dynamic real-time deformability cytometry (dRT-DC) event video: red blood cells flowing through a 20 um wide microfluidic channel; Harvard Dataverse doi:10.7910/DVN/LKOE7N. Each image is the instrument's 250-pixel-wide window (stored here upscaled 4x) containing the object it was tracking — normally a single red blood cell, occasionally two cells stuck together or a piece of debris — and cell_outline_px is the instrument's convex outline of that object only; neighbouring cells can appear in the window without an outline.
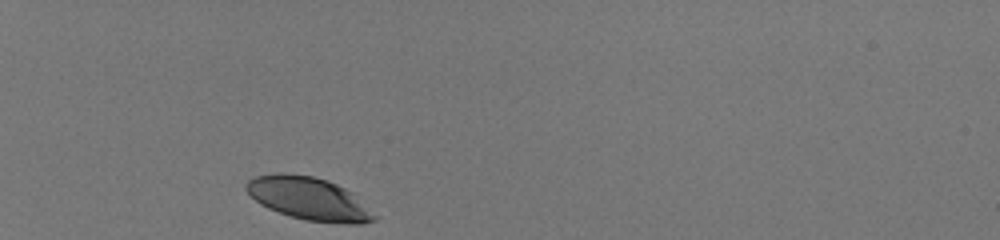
{"species": "human", "species_latin": "Homo sapiens", "temperature_condition": "room temperature", "stored_images_in_passage": 31, "camera_frame_rate_fps": 3000, "um_per_image_px": 0.085, "donor": {"sex": "male"}, "frame": {"image": 1, "passage_image": 1, "time_ms": 0.0, "image_size_px": [1000, 240], "cell_outline_px": [[380, 216], [376, 220], [360, 224], [344, 224], [304, 220], [268, 208], [260, 204], [244, 188], [244, 184], [248, 180], [256, 176], [276, 172], [284, 172], [312, 176], [328, 180], [352, 192]], "centroid_in_image_um": [26.3, 16.88], "position_along_channel_um": 58.7, "area_um2": 32.31}}
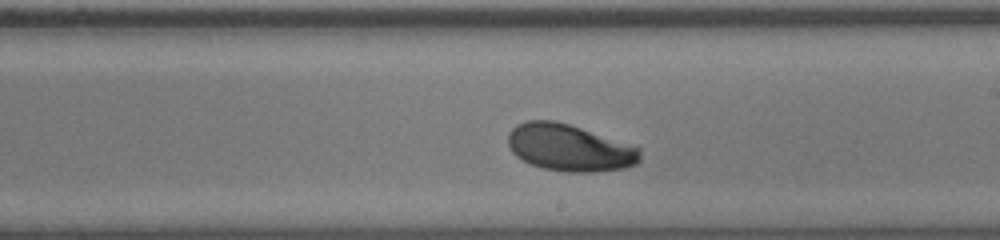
{"frame": {"image": 2, "passage_image": 18, "time_ms": 5.667, "image_size_px": [1000, 240], "cell_outline_px": [[640, 160], [636, 164], [624, 168], [592, 172], [568, 172], [544, 168], [532, 164], [516, 156], [512, 152], [508, 144], [508, 132], [516, 124], [528, 120], [552, 120], [568, 124], [640, 148]], "centroid_in_image_um": [48.37, 12.56], "position_along_channel_um": 240.6, "area_um2": 35.66}}
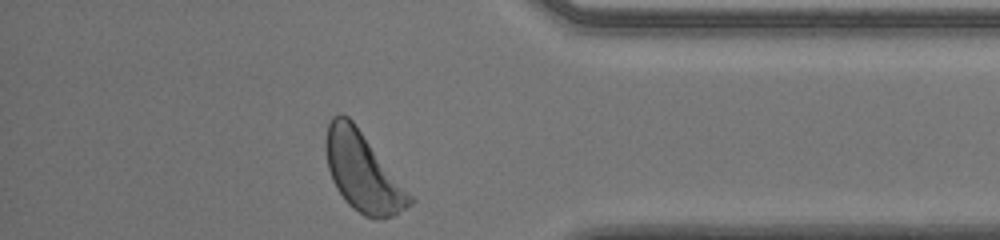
{"frame": {"image": 3, "passage_image": 31, "time_ms": 10.0, "image_size_px": [1000, 240], "cell_outline_px": [[416, 200], [412, 204], [392, 216], [384, 220], [376, 220], [364, 216], [352, 208], [344, 200], [336, 188], [332, 180], [328, 168], [324, 144], [324, 140], [328, 124], [332, 116], [340, 112], [348, 116], [352, 120]], "centroid_in_image_um": [30.82, 14.63], "position_along_channel_um": 404.4, "area_um2": 38.78}, "authors_computed_cell_mechanics": {"area_um2": 35.4892, "velocity_mm_per_s": 3.9844, "shape_relaxation_time_tau1_ms": 2.1243, "shape_relaxation_time_tau2_ms": null, "deformation_change_tau1": 0.1172, "deformation_change_tau2": null}}